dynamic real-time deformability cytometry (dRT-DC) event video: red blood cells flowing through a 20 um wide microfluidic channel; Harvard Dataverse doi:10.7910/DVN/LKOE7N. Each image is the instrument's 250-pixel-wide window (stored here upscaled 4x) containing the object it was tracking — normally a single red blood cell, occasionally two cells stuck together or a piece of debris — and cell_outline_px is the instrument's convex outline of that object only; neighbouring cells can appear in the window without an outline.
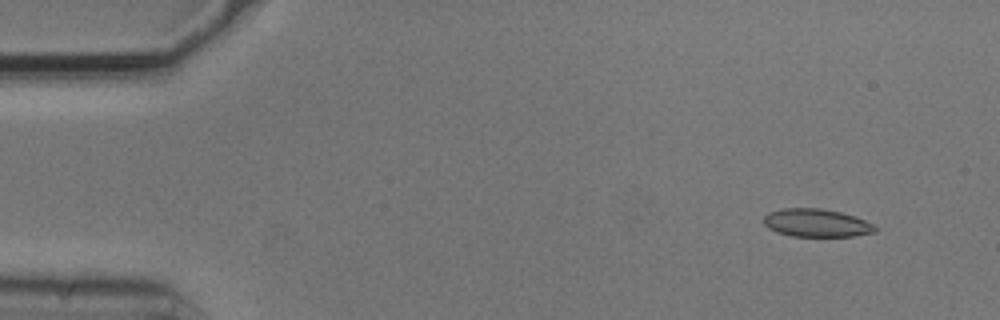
{"species": "common noctule bat (a hibernating species)", "species_latin": "Nyctalus noctula", "temperature_condition": "cold", "stored_images_in_passage": 6, "segment_of_instrument_passage": [1, 2], "camera_frame_rate_fps": 3000, "um_per_image_px": 0.085, "animal": {"sex": "male", "body_mass_g": 20.5, "forearm_length_mm": 52.5}, "frame": {"image": 1, "passage_image": 2, "time_ms": 0.333, "image_size_px": [1000, 320], "cell_outline_px": [[876, 232], [852, 236], [792, 236], [776, 232], [768, 228], [764, 224], [764, 216], [768, 212], [780, 208], [820, 208], [840, 212], [864, 220], [872, 224], [876, 228]], "centroid_in_image_um": [69.34, 18.94], "position_along_channel_um": 15.7, "area_um2": 18.09}}